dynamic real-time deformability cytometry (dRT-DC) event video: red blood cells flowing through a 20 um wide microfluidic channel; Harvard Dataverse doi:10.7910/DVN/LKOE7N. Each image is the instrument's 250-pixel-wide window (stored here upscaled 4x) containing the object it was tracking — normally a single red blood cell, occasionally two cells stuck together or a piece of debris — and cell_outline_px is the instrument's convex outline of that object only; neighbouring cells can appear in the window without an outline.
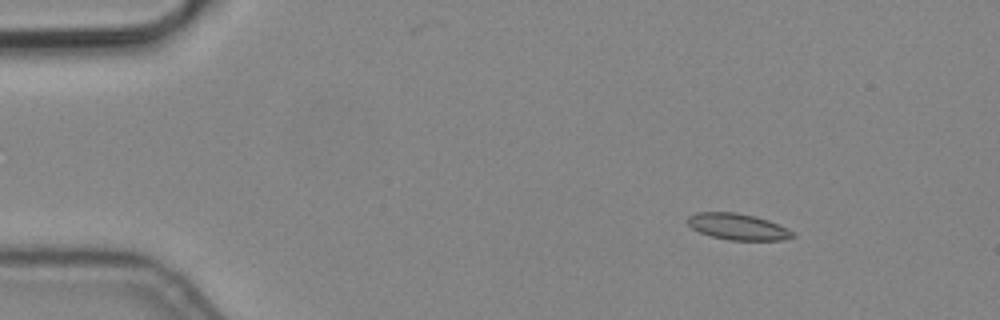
{"species": "common noctule bat (a hibernating species)", "species_latin": "Nyctalus noctula", "temperature_condition": "cold", "stored_images_in_passage": 6, "camera_frame_rate_fps": 3000, "um_per_image_px": 0.085, "animal": {"sex": "male", "body_mass_g": 19.2, "forearm_length_mm": 51.8}, "frame": {"image": 1, "passage_image": 1, "time_ms": 0.0, "image_size_px": [1000, 320], "cell_outline_px": [[796, 236], [780, 240], [728, 240], [712, 236], [700, 232], [692, 228], [688, 224], [688, 216], [696, 212], [736, 212], [756, 216], [768, 220], [792, 232]], "centroid_in_image_um": [62.67, 19.26], "position_along_channel_um": 22.3, "area_um2": 15.9}}
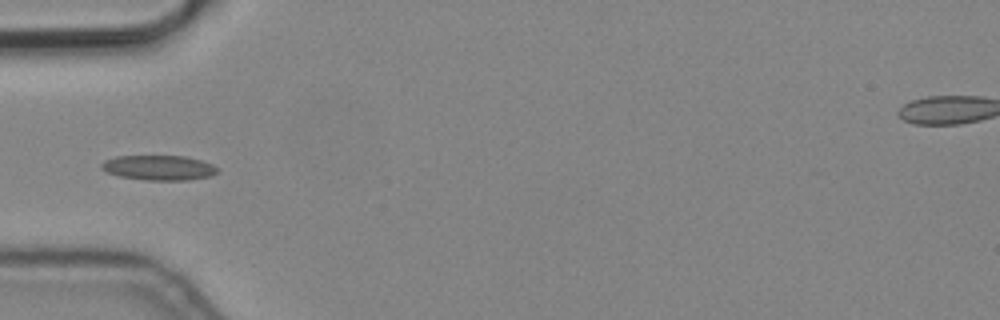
{"frame": {"image": 2, "passage_image": 4, "time_ms": 1.0, "image_size_px": [1000, 320], "cell_outline_px": [[220, 168], [212, 176], [188, 180], [144, 180], [120, 176], [104, 172], [100, 168], [100, 164], [104, 160], [116, 156], [184, 156], [200, 160], [212, 164]], "centroid_in_image_um": [13.47, 14.26], "position_along_channel_um": 71.5, "area_um2": 16.99}}
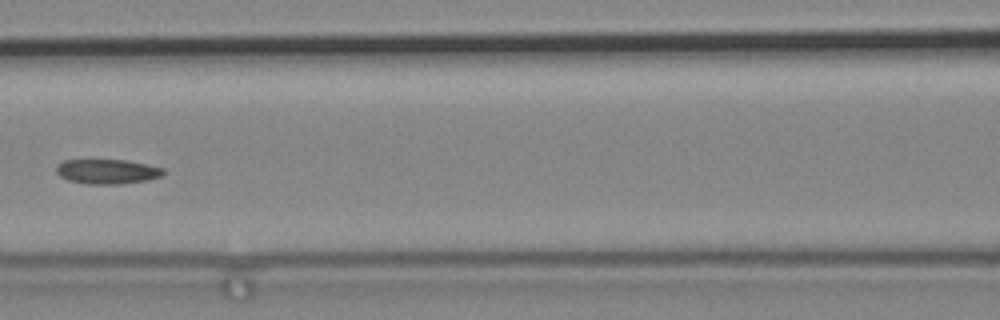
{"frame": {"image": 3, "passage_image": 6, "time_ms": 1.667, "image_size_px": [1000, 320], "cell_outline_px": [[164, 172], [160, 176], [148, 180], [120, 184], [88, 184], [68, 180], [60, 176], [56, 172], [56, 164], [64, 160], [128, 160], [148, 164], [164, 168]], "centroid_in_image_um": [9.11, 14.57], "position_along_channel_um": 157.5, "area_um2": 15.49}}